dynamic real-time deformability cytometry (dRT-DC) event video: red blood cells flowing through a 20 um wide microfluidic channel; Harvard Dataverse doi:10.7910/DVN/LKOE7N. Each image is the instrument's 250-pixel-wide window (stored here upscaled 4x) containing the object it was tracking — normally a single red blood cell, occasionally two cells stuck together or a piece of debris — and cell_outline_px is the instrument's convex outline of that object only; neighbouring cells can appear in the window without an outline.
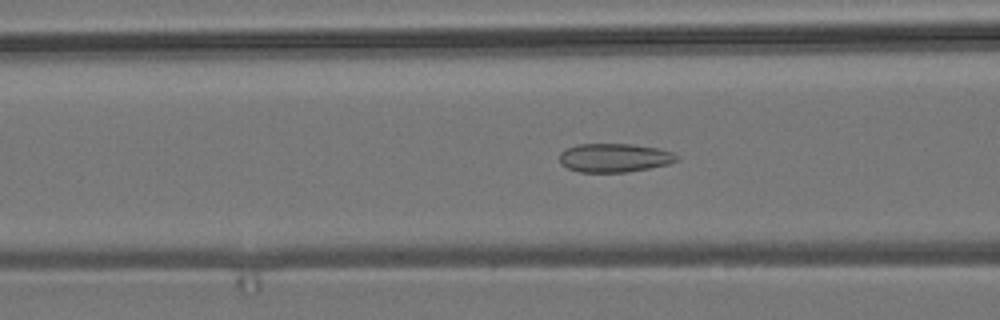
{"species": "common noctule bat (a hibernating species)", "species_latin": "Nyctalus noctula", "temperature_condition": "room temperature", "stored_images_in_passage": 54, "camera_frame_rate_fps": 3000, "um_per_image_px": 0.085, "animal": {"sex": "male", "body_mass_g": 19.2, "forearm_length_mm": 51.8}, "frame": {"image": 1, "passage_image": 20, "time_ms": 6.333, "image_size_px": [1000, 320], "cell_outline_px": [[680, 160], [668, 164], [648, 168], [624, 172], [580, 172], [568, 168], [560, 164], [560, 152], [564, 148], [576, 144], [632, 144], [660, 148], [672, 152], [680, 156]], "centroid_in_image_um": [52.23, 13.4], "position_along_channel_um": 114.4, "area_um2": 19.83}}
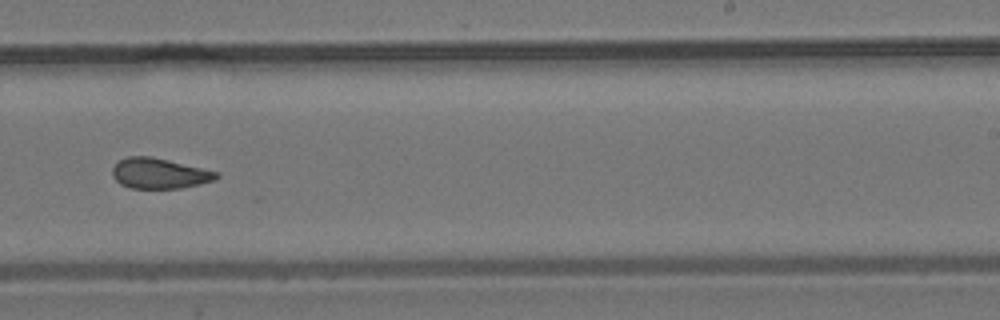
{"frame": {"image": 2, "passage_image": 33, "time_ms": 10.667, "image_size_px": [1000, 320], "cell_outline_px": [[220, 176], [212, 180], [200, 184], [180, 188], [128, 188], [120, 184], [112, 176], [112, 168], [120, 160], [128, 156], [152, 156], [220, 172]], "centroid_in_image_um": [13.54, 14.73], "position_along_channel_um": 275.5, "area_um2": 18.5}}
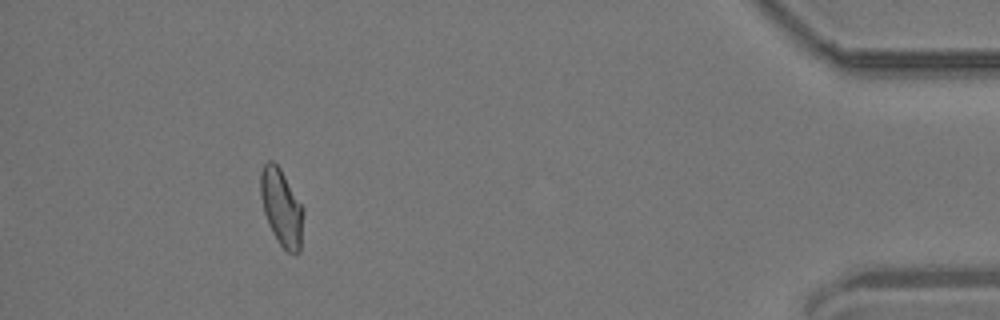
{"frame": {"image": 3, "passage_image": 49, "time_ms": 16.0, "image_size_px": [1000, 320], "cell_outline_px": [[304, 212], [300, 252], [296, 256], [292, 256], [276, 240], [268, 224], [264, 212], [260, 196], [260, 172], [264, 164], [268, 160], [272, 160], [280, 168], [304, 208]], "centroid_in_image_um": [23.94, 17.67], "position_along_channel_um": 411.3, "area_um2": 19.48}, "authors_computed_cell_mechanics": {"area_um2": 19.1896, "velocity_mm_per_s": 3.7172, "shape_relaxation_time_tau1_ms": null, "shape_relaxation_time_tau2_ms": 1.3, "deformation_change_tau1": null, "deformation_change_tau2": 0.0772}}